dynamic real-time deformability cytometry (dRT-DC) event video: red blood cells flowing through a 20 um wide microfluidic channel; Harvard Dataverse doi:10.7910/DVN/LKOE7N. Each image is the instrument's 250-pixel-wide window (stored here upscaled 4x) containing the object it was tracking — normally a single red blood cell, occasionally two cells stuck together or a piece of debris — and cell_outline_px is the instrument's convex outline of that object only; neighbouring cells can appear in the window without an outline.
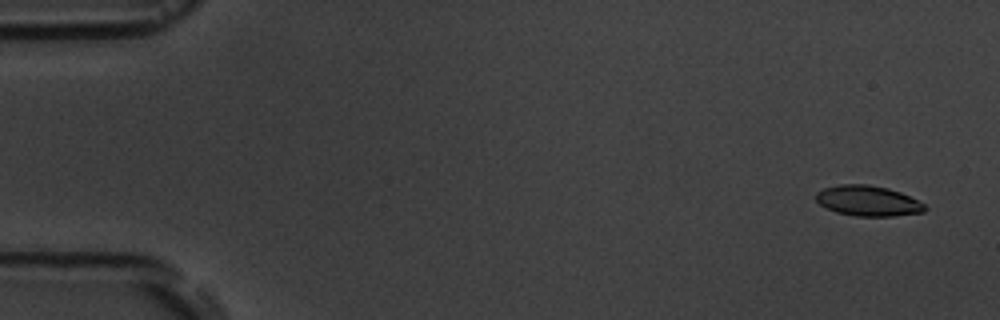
{"species": "common noctule bat (a hibernating species)", "species_latin": "Nyctalus noctula", "temperature_condition": "room temperature", "stored_images_in_passage": 4, "camera_frame_rate_fps": 3000, "um_per_image_px": 0.085, "animal": {"sex": "male", "body_mass_g": 19.5, "forearm_length_mm": 54.6}, "frame": {"image": 1, "passage_image": 1, "time_ms": 0.0, "image_size_px": [1000, 320], "cell_outline_px": [[928, 208], [924, 212], [896, 216], [856, 216], [836, 212], [820, 204], [816, 200], [816, 192], [824, 188], [840, 184], [868, 184], [888, 188], [900, 192], [924, 204]], "centroid_in_image_um": [73.78, 17.07], "position_along_channel_um": 11.2, "area_um2": 19.25}}
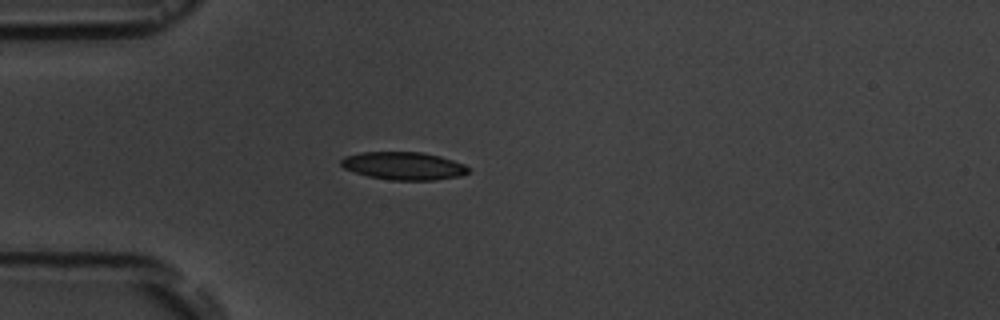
{"frame": {"image": 2, "passage_image": 4, "time_ms": 4.333, "image_size_px": [1000, 320], "cell_outline_px": [[468, 172], [460, 176], [432, 180], [392, 180], [368, 176], [344, 168], [340, 164], [340, 160], [344, 156], [360, 152], [420, 152], [440, 156], [464, 164], [468, 168]], "centroid_in_image_um": [34.28, 14.09], "position_along_channel_um": 50.7, "area_um2": 20.52}}